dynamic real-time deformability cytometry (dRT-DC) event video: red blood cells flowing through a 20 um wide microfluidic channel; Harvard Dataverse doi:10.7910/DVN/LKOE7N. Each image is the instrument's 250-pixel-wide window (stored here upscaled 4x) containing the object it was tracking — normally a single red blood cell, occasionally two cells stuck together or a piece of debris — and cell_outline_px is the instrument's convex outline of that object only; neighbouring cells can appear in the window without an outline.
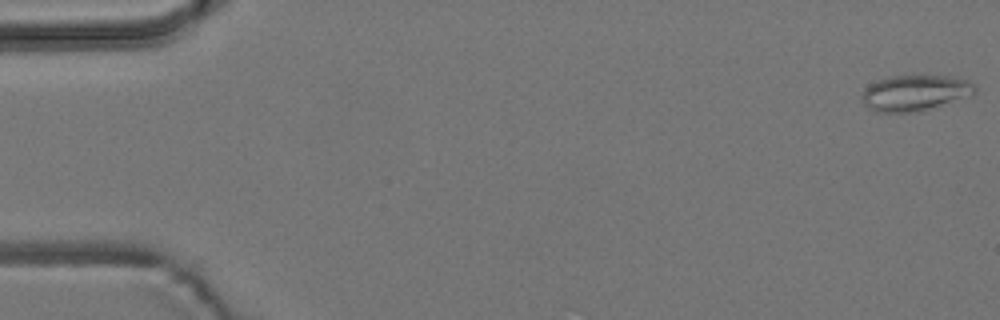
{"species": "common noctule bat (a hibernating species)", "species_latin": "Nyctalus noctula", "temperature_condition": "room temperature", "stored_images_in_passage": 8, "camera_frame_rate_fps": 3000, "um_per_image_px": 0.085, "animal": {"sex": "male", "body_mass_g": 19.2, "forearm_length_mm": 51.8}, "frame": {"image": 1, "passage_image": 1, "time_ms": 0.0, "image_size_px": [1000, 320], "cell_outline_px": [[976, 92], [940, 104], [912, 112], [876, 112], [868, 108], [860, 100], [860, 96], [864, 88], [868, 84], [876, 80], [892, 76], [948, 76], [968, 80], [976, 84]], "centroid_in_image_um": [77.66, 7.87], "position_along_channel_um": 7.3, "area_um2": 23.18}}